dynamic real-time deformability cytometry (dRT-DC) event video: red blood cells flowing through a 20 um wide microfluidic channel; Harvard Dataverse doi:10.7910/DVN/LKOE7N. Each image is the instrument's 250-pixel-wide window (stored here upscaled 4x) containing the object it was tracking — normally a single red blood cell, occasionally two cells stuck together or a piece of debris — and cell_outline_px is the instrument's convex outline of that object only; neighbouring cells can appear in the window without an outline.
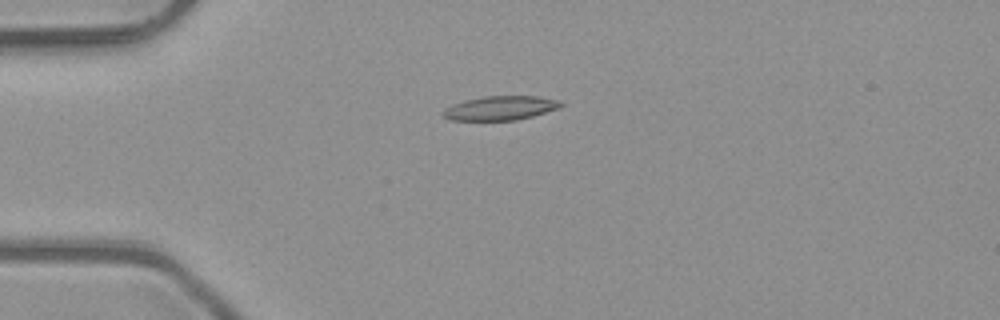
{"species": "common noctule bat (a hibernating species)", "species_latin": "Nyctalus noctula", "temperature_condition": "room temperature", "stored_images_in_passage": 3, "camera_frame_rate_fps": 3000, "um_per_image_px": 0.085, "animal": {"sex": "male", "body_mass_g": 23.1, "forearm_length_mm": 52.7}, "frame": {"image": 1, "passage_image": 1, "time_ms": 0.0, "image_size_px": [1000, 320], "cell_outline_px": [[564, 104], [560, 108], [532, 116], [516, 120], [448, 120], [440, 112], [444, 108], [464, 100], [484, 96], [536, 96], [556, 100]], "centroid_in_image_um": [42.49, 9.19], "position_along_channel_um": 42.5, "area_um2": 16.53}}
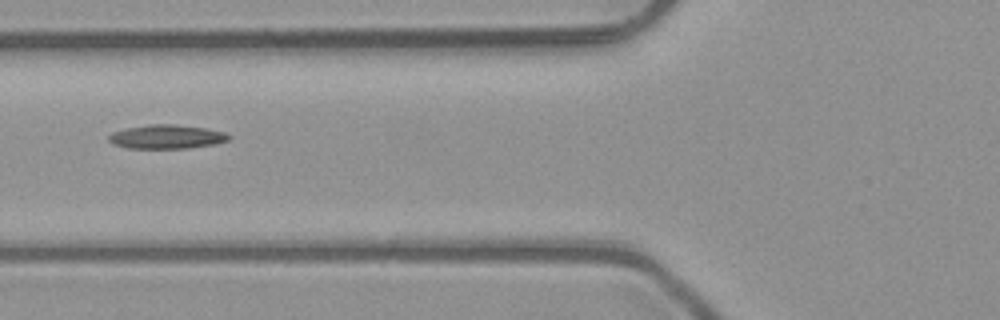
{"frame": {"image": 2, "passage_image": 3, "time_ms": 0.667, "image_size_px": [1000, 320], "cell_outline_px": [[232, 136], [228, 140], [216, 144], [188, 148], [128, 148], [112, 144], [108, 140], [108, 136], [112, 132], [128, 128], [148, 124], [176, 124], [204, 128], [224, 132]], "centroid_in_image_um": [14.16, 11.62], "position_along_channel_um": 111.6, "area_um2": 16.76}}